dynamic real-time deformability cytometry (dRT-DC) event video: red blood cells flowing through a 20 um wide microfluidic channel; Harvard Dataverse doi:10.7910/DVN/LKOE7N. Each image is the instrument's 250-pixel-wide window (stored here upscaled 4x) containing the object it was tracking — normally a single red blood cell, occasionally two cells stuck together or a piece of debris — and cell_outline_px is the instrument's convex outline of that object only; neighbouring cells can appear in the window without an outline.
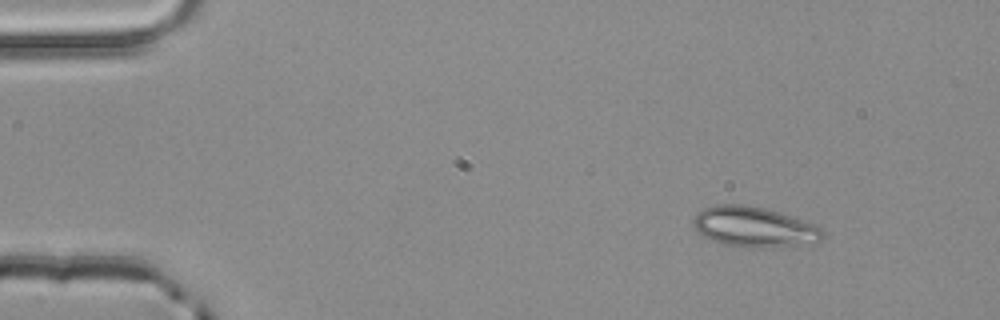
{"species": "common noctule bat (a hibernating species)", "species_latin": "Nyctalus noctula", "temperature_condition": "room temperature", "stored_images_in_passage": 3, "camera_frame_rate_fps": 3000, "um_per_image_px": 0.085, "animal": {"sex": "male", "body_mass_g": 20.4}, "frame": {"image": 1, "passage_image": 1, "time_ms": 0.0, "image_size_px": [1000, 320], "cell_outline_px": [[824, 236], [820, 240], [792, 244], [752, 248], [748, 248], [724, 244], [712, 240], [704, 236], [696, 228], [692, 220], [696, 212], [704, 208], [716, 204], [740, 204], [764, 208], [780, 212], [812, 224], [820, 228], [824, 232]], "centroid_in_image_um": [64.02, 19.26], "position_along_channel_um": 21.0, "area_um2": 29.65}}